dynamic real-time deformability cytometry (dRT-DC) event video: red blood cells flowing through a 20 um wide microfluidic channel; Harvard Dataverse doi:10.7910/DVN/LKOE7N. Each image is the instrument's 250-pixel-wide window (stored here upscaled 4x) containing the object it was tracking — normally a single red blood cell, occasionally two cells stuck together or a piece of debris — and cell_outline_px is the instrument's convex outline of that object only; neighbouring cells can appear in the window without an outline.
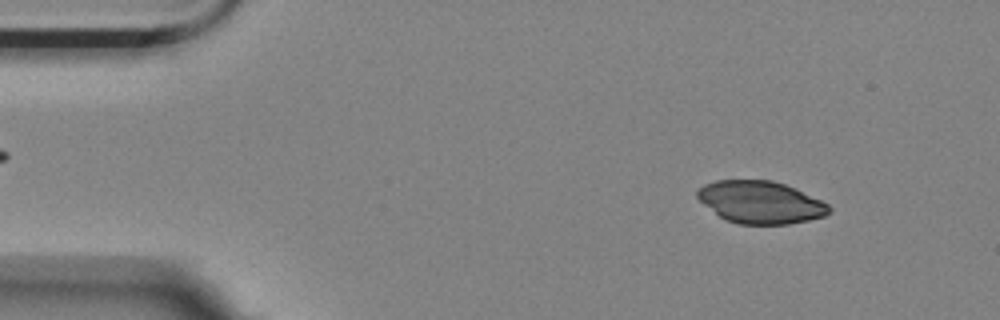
{"species": "Egyptian fruit bat (a non-hibernating species)", "species_latin": "Rousettus aegyptiacus", "temperature_condition": "room temperature", "stored_images_in_passage": 10, "camera_frame_rate_fps": 3000, "um_per_image_px": 0.085, "animal": {"sex": "female"}, "frame": {"image": 1, "passage_image": 6, "time_ms": 1.667, "image_size_px": [1000, 320], "cell_outline_px": [[832, 212], [824, 216], [808, 220], [788, 224], [740, 224], [728, 220], [720, 216], [704, 204], [696, 196], [696, 192], [704, 184], [716, 180], [772, 180], [796, 188], [828, 204], [832, 208]], "centroid_in_image_um": [64.67, 17.18], "position_along_channel_um": 20.3, "area_um2": 32.37}}